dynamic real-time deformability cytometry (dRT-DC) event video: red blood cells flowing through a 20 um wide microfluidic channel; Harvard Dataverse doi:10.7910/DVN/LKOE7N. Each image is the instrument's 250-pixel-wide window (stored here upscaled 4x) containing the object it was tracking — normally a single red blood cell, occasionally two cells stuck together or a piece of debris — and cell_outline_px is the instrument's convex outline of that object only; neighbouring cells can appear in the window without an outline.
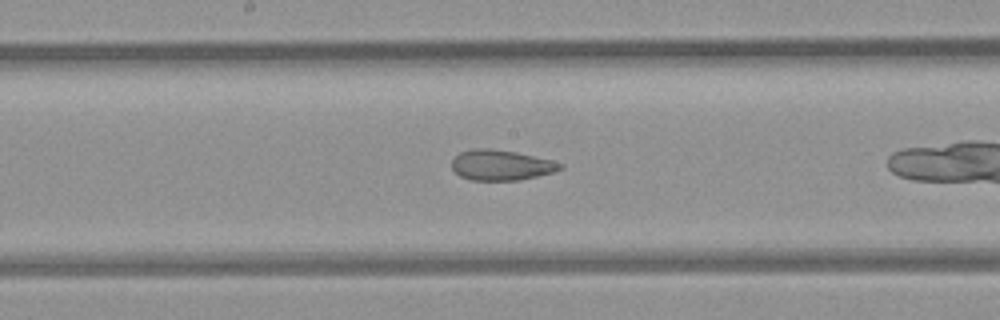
{"species": "common noctule bat (a hibernating species)", "species_latin": "Nyctalus noctula", "temperature_condition": "room temperature", "stored_images_in_passage": 26, "camera_frame_rate_fps": 3000, "um_per_image_px": 0.085, "animal": {"sex": "female", "body_mass_g": 21.9}, "frame": {"image": 1, "passage_image": 12, "time_ms": 3.667, "image_size_px": [1000, 320], "cell_outline_px": [[564, 168], [552, 172], [520, 180], [472, 180], [460, 176], [452, 168], [452, 160], [460, 152], [472, 148], [488, 148], [516, 152], [552, 160], [564, 164]], "centroid_in_image_um": [42.6, 14.03], "position_along_channel_um": 205.6, "area_um2": 19.13}}
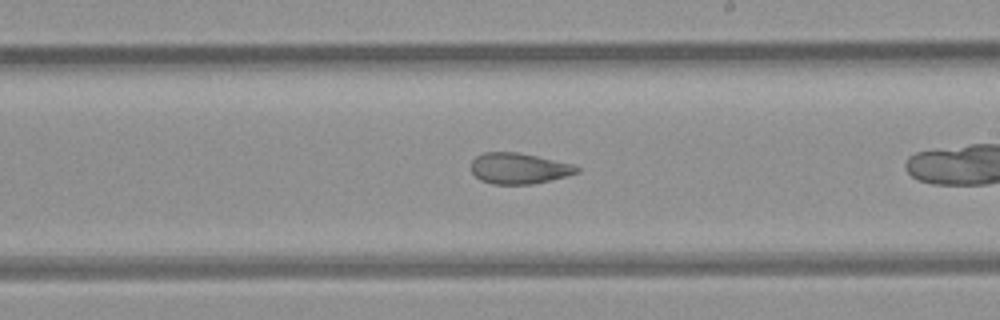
{"frame": {"image": 2, "passage_image": 15, "time_ms": 4.667, "image_size_px": [1000, 320], "cell_outline_px": [[580, 172], [568, 176], [532, 184], [492, 184], [480, 180], [472, 172], [472, 160], [476, 156], [484, 152], [516, 152], [536, 156], [572, 164], [580, 168]], "centroid_in_image_um": [44.11, 14.32], "position_along_channel_um": 244.9, "area_um2": 18.96}}